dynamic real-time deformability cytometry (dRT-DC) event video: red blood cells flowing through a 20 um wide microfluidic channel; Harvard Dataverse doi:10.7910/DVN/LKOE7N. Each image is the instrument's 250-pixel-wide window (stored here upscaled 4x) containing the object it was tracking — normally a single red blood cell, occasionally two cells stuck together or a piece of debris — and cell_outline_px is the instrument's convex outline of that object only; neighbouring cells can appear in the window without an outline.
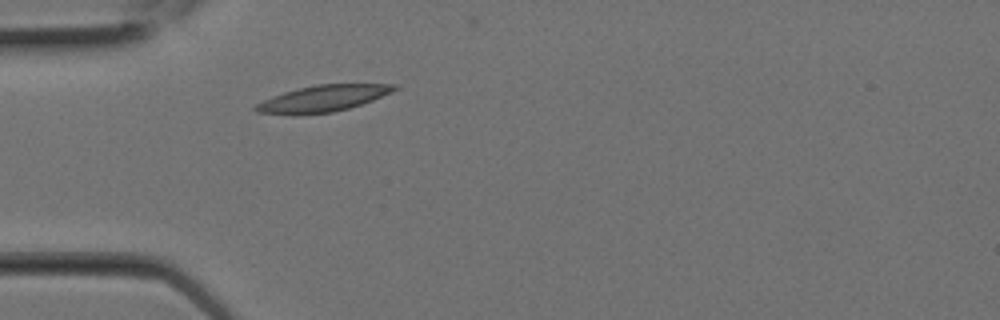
{"species": "Egyptian fruit bat (a non-hibernating species)", "species_latin": "Rousettus aegyptiacus", "temperature_condition": "room temperature", "stored_images_in_passage": 1, "camera_frame_rate_fps": 3000, "um_per_image_px": 0.085, "animal": {"sex": "female"}, "frame": {"image": 1, "passage_image": 1, "time_ms": 0.0, "image_size_px": [1000, 320], "cell_outline_px": [[400, 88], [392, 92], [372, 100], [348, 108], [332, 112], [296, 116], [292, 116], [256, 112], [252, 108], [256, 104], [272, 96], [284, 92], [316, 84], [396, 84]], "centroid_in_image_um": [27.4, 8.39], "position_along_channel_um": 57.6, "area_um2": 21.5}}